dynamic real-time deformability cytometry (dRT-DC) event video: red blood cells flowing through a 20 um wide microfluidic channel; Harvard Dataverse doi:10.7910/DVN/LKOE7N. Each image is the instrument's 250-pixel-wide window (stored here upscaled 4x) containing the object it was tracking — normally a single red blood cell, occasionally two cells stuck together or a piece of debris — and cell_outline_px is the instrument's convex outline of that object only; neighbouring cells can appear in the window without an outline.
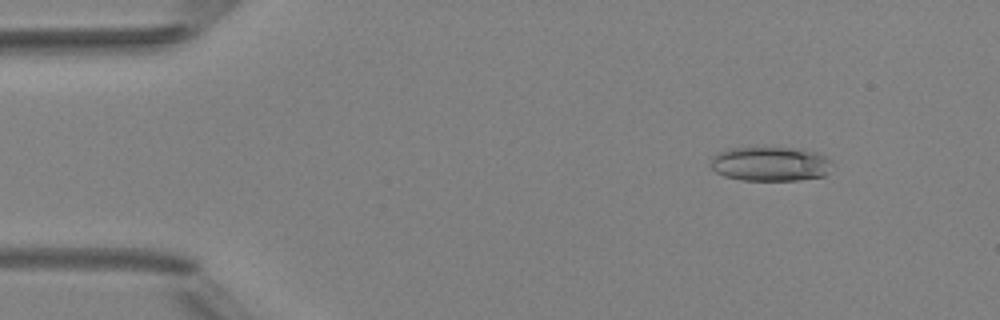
{"species": "Egyptian fruit bat (a non-hibernating species)", "species_latin": "Rousettus aegyptiacus", "temperature_condition": "room temperature", "stored_images_in_passage": 5, "camera_frame_rate_fps": 3000, "um_per_image_px": 0.085, "animal": {"sex": "female"}, "frame": {"image": 1, "passage_image": 2, "time_ms": 1.0, "image_size_px": [1000, 320], "cell_outline_px": [[832, 160], [824, 176], [796, 180], [740, 180], [724, 176], [716, 172], [708, 164], [712, 156], [728, 148], [800, 148], [816, 152], [828, 156]], "centroid_in_image_um": [65.45, 13.93], "position_along_channel_um": 19.6, "area_um2": 24.45}}
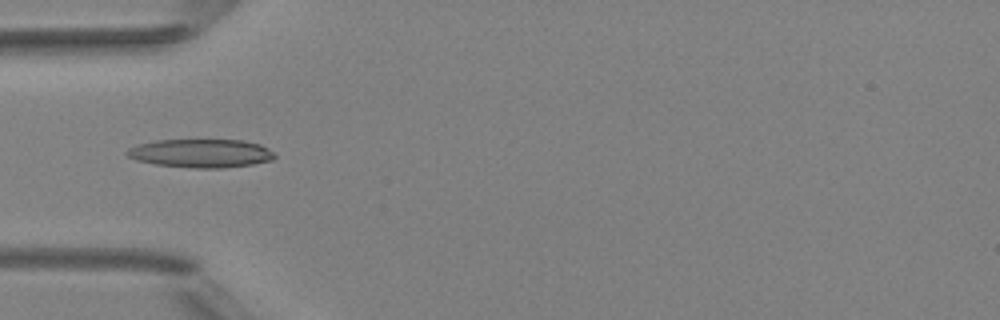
{"frame": {"image": 2, "passage_image": 5, "time_ms": 4.333, "image_size_px": [1000, 320], "cell_outline_px": [[276, 156], [272, 160], [252, 164], [220, 168], [196, 168], [156, 164], [136, 160], [128, 156], [124, 152], [128, 148], [140, 144], [156, 140], [244, 140], [260, 144], [268, 148]], "centroid_in_image_um": [17.08, 13.02], "position_along_channel_um": 67.9, "area_um2": 24.39}}